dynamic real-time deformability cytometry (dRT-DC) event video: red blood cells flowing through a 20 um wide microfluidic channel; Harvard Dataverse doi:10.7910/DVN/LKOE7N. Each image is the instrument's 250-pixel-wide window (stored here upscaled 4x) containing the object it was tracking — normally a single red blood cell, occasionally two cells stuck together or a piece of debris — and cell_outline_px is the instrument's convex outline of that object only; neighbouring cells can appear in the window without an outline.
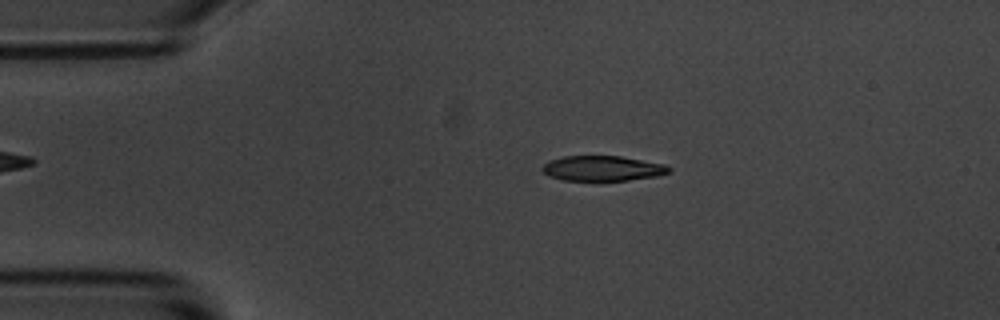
{"species": "common noctule bat (a hibernating species)", "species_latin": "Nyctalus noctula", "temperature_condition": "room temperature", "stored_images_in_passage": 54, "camera_frame_rate_fps": 3000, "um_per_image_px": 0.085, "animal": {"sex": "male", "body_mass_g": 20.1, "forearm_length_mm": 53.5}, "frame": {"image": 1, "passage_image": 10, "time_ms": 3.0, "image_size_px": [1000, 320], "cell_outline_px": [[672, 172], [656, 176], [628, 180], [596, 184], [560, 180], [548, 176], [540, 168], [548, 160], [564, 156], [620, 156], [664, 164], [672, 168]], "centroid_in_image_um": [51.16, 14.36], "position_along_channel_um": 33.8, "area_um2": 19.59}}
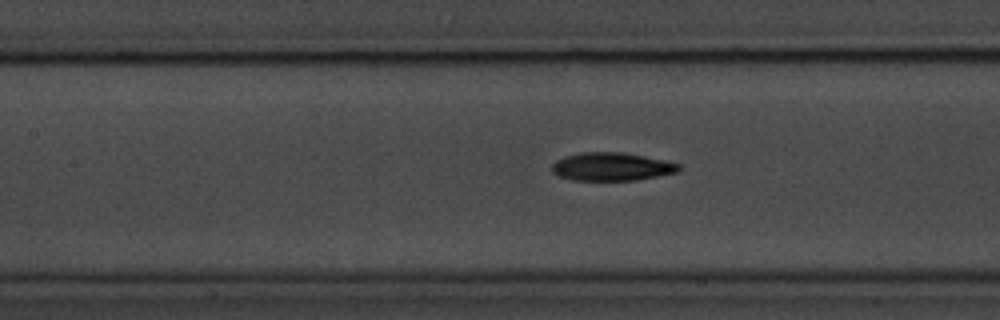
{"frame": {"image": 2, "passage_image": 23, "time_ms": 7.333, "image_size_px": [1000, 320], "cell_outline_px": [[680, 168], [676, 172], [636, 180], [572, 180], [560, 176], [552, 172], [552, 164], [556, 160], [564, 156], [580, 152], [624, 152], [664, 160], [680, 164]], "centroid_in_image_um": [51.95, 14.16], "position_along_channel_um": 155.4, "area_um2": 20.75}}
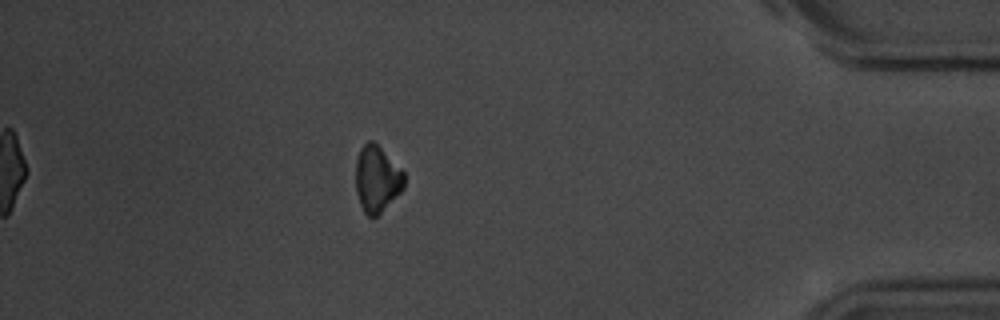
{"frame": {"image": 3, "passage_image": 47, "time_ms": 15.333, "image_size_px": [1000, 320], "cell_outline_px": [[404, 188], [372, 220], [364, 212], [360, 204], [356, 192], [356, 160], [360, 148], [368, 140], [372, 140], [404, 172]], "centroid_in_image_um": [32.01, 15.22], "position_along_channel_um": 403.2, "area_um2": 18.5}, "authors_computed_cell_mechanics": {"area_um2": 19.941, "velocity_mm_per_s": 3.6545, "shape_relaxation_time_tau1_ms": 1.794, "shape_relaxation_time_tau2_ms": null, "deformation_change_tau1": 0.0969, "deformation_change_tau2": null}}